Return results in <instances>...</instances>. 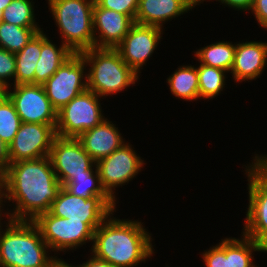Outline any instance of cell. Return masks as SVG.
<instances>
[{
	"mask_svg": "<svg viewBox=\"0 0 267 267\" xmlns=\"http://www.w3.org/2000/svg\"><path fill=\"white\" fill-rule=\"evenodd\" d=\"M50 157L22 160L8 165L4 174V203L12 201V211L3 212L11 220L33 221L48 212L62 188Z\"/></svg>",
	"mask_w": 267,
	"mask_h": 267,
	"instance_id": "cell-1",
	"label": "cell"
},
{
	"mask_svg": "<svg viewBox=\"0 0 267 267\" xmlns=\"http://www.w3.org/2000/svg\"><path fill=\"white\" fill-rule=\"evenodd\" d=\"M112 212L94 230L90 254L114 267H136L151 258L152 236L138 220L119 219Z\"/></svg>",
	"mask_w": 267,
	"mask_h": 267,
	"instance_id": "cell-2",
	"label": "cell"
},
{
	"mask_svg": "<svg viewBox=\"0 0 267 267\" xmlns=\"http://www.w3.org/2000/svg\"><path fill=\"white\" fill-rule=\"evenodd\" d=\"M6 221L5 226L0 223V267H52L60 259L49 256L51 250L33 221Z\"/></svg>",
	"mask_w": 267,
	"mask_h": 267,
	"instance_id": "cell-3",
	"label": "cell"
},
{
	"mask_svg": "<svg viewBox=\"0 0 267 267\" xmlns=\"http://www.w3.org/2000/svg\"><path fill=\"white\" fill-rule=\"evenodd\" d=\"M88 66L87 89L100 97L120 93L134 85L139 76L123 61L115 48H95L80 52Z\"/></svg>",
	"mask_w": 267,
	"mask_h": 267,
	"instance_id": "cell-4",
	"label": "cell"
},
{
	"mask_svg": "<svg viewBox=\"0 0 267 267\" xmlns=\"http://www.w3.org/2000/svg\"><path fill=\"white\" fill-rule=\"evenodd\" d=\"M47 2L64 45L73 53L94 47L95 0H47Z\"/></svg>",
	"mask_w": 267,
	"mask_h": 267,
	"instance_id": "cell-5",
	"label": "cell"
},
{
	"mask_svg": "<svg viewBox=\"0 0 267 267\" xmlns=\"http://www.w3.org/2000/svg\"><path fill=\"white\" fill-rule=\"evenodd\" d=\"M101 98L86 89L58 110L56 136L78 138L86 130L99 125L105 119L100 105Z\"/></svg>",
	"mask_w": 267,
	"mask_h": 267,
	"instance_id": "cell-6",
	"label": "cell"
},
{
	"mask_svg": "<svg viewBox=\"0 0 267 267\" xmlns=\"http://www.w3.org/2000/svg\"><path fill=\"white\" fill-rule=\"evenodd\" d=\"M117 203L111 197L75 196L62 187L49 212L54 216L83 221L94 231L112 212H116Z\"/></svg>",
	"mask_w": 267,
	"mask_h": 267,
	"instance_id": "cell-7",
	"label": "cell"
},
{
	"mask_svg": "<svg viewBox=\"0 0 267 267\" xmlns=\"http://www.w3.org/2000/svg\"><path fill=\"white\" fill-rule=\"evenodd\" d=\"M33 222L56 255L58 251L74 250L85 243L93 242L94 231L83 221L54 216L48 211L39 214Z\"/></svg>",
	"mask_w": 267,
	"mask_h": 267,
	"instance_id": "cell-8",
	"label": "cell"
},
{
	"mask_svg": "<svg viewBox=\"0 0 267 267\" xmlns=\"http://www.w3.org/2000/svg\"><path fill=\"white\" fill-rule=\"evenodd\" d=\"M144 164L146 163L130 143H123L119 149L96 162L102 188L116 201V188L136 178L135 176L142 170Z\"/></svg>",
	"mask_w": 267,
	"mask_h": 267,
	"instance_id": "cell-9",
	"label": "cell"
},
{
	"mask_svg": "<svg viewBox=\"0 0 267 267\" xmlns=\"http://www.w3.org/2000/svg\"><path fill=\"white\" fill-rule=\"evenodd\" d=\"M86 67L82 55L74 53L43 84L46 96L57 111L87 89Z\"/></svg>",
	"mask_w": 267,
	"mask_h": 267,
	"instance_id": "cell-10",
	"label": "cell"
},
{
	"mask_svg": "<svg viewBox=\"0 0 267 267\" xmlns=\"http://www.w3.org/2000/svg\"><path fill=\"white\" fill-rule=\"evenodd\" d=\"M13 102L23 123L49 124L54 129L57 124V110L46 96L43 85L18 84L4 90Z\"/></svg>",
	"mask_w": 267,
	"mask_h": 267,
	"instance_id": "cell-11",
	"label": "cell"
},
{
	"mask_svg": "<svg viewBox=\"0 0 267 267\" xmlns=\"http://www.w3.org/2000/svg\"><path fill=\"white\" fill-rule=\"evenodd\" d=\"M49 157L62 186L75 176L85 175V172H94L96 168V162L84 150L77 138L56 136L52 142Z\"/></svg>",
	"mask_w": 267,
	"mask_h": 267,
	"instance_id": "cell-12",
	"label": "cell"
},
{
	"mask_svg": "<svg viewBox=\"0 0 267 267\" xmlns=\"http://www.w3.org/2000/svg\"><path fill=\"white\" fill-rule=\"evenodd\" d=\"M245 169L249 203L241 234L258 242L267 233V174L253 161Z\"/></svg>",
	"mask_w": 267,
	"mask_h": 267,
	"instance_id": "cell-13",
	"label": "cell"
},
{
	"mask_svg": "<svg viewBox=\"0 0 267 267\" xmlns=\"http://www.w3.org/2000/svg\"><path fill=\"white\" fill-rule=\"evenodd\" d=\"M55 137V129L49 124L22 122L8 146L9 164L48 157Z\"/></svg>",
	"mask_w": 267,
	"mask_h": 267,
	"instance_id": "cell-14",
	"label": "cell"
},
{
	"mask_svg": "<svg viewBox=\"0 0 267 267\" xmlns=\"http://www.w3.org/2000/svg\"><path fill=\"white\" fill-rule=\"evenodd\" d=\"M164 30L150 25L134 23L123 41L115 48L123 61L138 75L154 53Z\"/></svg>",
	"mask_w": 267,
	"mask_h": 267,
	"instance_id": "cell-15",
	"label": "cell"
},
{
	"mask_svg": "<svg viewBox=\"0 0 267 267\" xmlns=\"http://www.w3.org/2000/svg\"><path fill=\"white\" fill-rule=\"evenodd\" d=\"M134 20L114 10L93 6V31L95 48H116L127 35Z\"/></svg>",
	"mask_w": 267,
	"mask_h": 267,
	"instance_id": "cell-16",
	"label": "cell"
},
{
	"mask_svg": "<svg viewBox=\"0 0 267 267\" xmlns=\"http://www.w3.org/2000/svg\"><path fill=\"white\" fill-rule=\"evenodd\" d=\"M267 43L261 41L237 42L234 63L230 73L236 82L255 80L267 67Z\"/></svg>",
	"mask_w": 267,
	"mask_h": 267,
	"instance_id": "cell-17",
	"label": "cell"
},
{
	"mask_svg": "<svg viewBox=\"0 0 267 267\" xmlns=\"http://www.w3.org/2000/svg\"><path fill=\"white\" fill-rule=\"evenodd\" d=\"M77 139L95 162L109 156L125 143L116 124L107 118L96 127L83 132Z\"/></svg>",
	"mask_w": 267,
	"mask_h": 267,
	"instance_id": "cell-18",
	"label": "cell"
},
{
	"mask_svg": "<svg viewBox=\"0 0 267 267\" xmlns=\"http://www.w3.org/2000/svg\"><path fill=\"white\" fill-rule=\"evenodd\" d=\"M194 7L193 0H139L134 22L163 29L166 21H171Z\"/></svg>",
	"mask_w": 267,
	"mask_h": 267,
	"instance_id": "cell-19",
	"label": "cell"
},
{
	"mask_svg": "<svg viewBox=\"0 0 267 267\" xmlns=\"http://www.w3.org/2000/svg\"><path fill=\"white\" fill-rule=\"evenodd\" d=\"M73 54L63 43L58 48L42 30V49L35 70V84L43 85Z\"/></svg>",
	"mask_w": 267,
	"mask_h": 267,
	"instance_id": "cell-20",
	"label": "cell"
},
{
	"mask_svg": "<svg viewBox=\"0 0 267 267\" xmlns=\"http://www.w3.org/2000/svg\"><path fill=\"white\" fill-rule=\"evenodd\" d=\"M42 31L19 52L15 53L16 72L15 85L35 84V70L41 56Z\"/></svg>",
	"mask_w": 267,
	"mask_h": 267,
	"instance_id": "cell-21",
	"label": "cell"
},
{
	"mask_svg": "<svg viewBox=\"0 0 267 267\" xmlns=\"http://www.w3.org/2000/svg\"><path fill=\"white\" fill-rule=\"evenodd\" d=\"M170 93L175 98L184 101H197L199 99V80L197 68L193 65L179 66L176 71L167 78Z\"/></svg>",
	"mask_w": 267,
	"mask_h": 267,
	"instance_id": "cell-22",
	"label": "cell"
},
{
	"mask_svg": "<svg viewBox=\"0 0 267 267\" xmlns=\"http://www.w3.org/2000/svg\"><path fill=\"white\" fill-rule=\"evenodd\" d=\"M235 50V43L219 41L197 49L194 51V56L198 58L200 64L220 68L229 73L234 63Z\"/></svg>",
	"mask_w": 267,
	"mask_h": 267,
	"instance_id": "cell-23",
	"label": "cell"
},
{
	"mask_svg": "<svg viewBox=\"0 0 267 267\" xmlns=\"http://www.w3.org/2000/svg\"><path fill=\"white\" fill-rule=\"evenodd\" d=\"M43 28L19 27L14 24L0 22V48L16 53L21 51L33 37Z\"/></svg>",
	"mask_w": 267,
	"mask_h": 267,
	"instance_id": "cell-24",
	"label": "cell"
},
{
	"mask_svg": "<svg viewBox=\"0 0 267 267\" xmlns=\"http://www.w3.org/2000/svg\"><path fill=\"white\" fill-rule=\"evenodd\" d=\"M199 80V99H213L218 96L226 85L227 71L200 64L197 67Z\"/></svg>",
	"mask_w": 267,
	"mask_h": 267,
	"instance_id": "cell-25",
	"label": "cell"
},
{
	"mask_svg": "<svg viewBox=\"0 0 267 267\" xmlns=\"http://www.w3.org/2000/svg\"><path fill=\"white\" fill-rule=\"evenodd\" d=\"M242 237L240 239L229 237V265L230 267H256L253 262V252H260L258 242L243 234Z\"/></svg>",
	"mask_w": 267,
	"mask_h": 267,
	"instance_id": "cell-26",
	"label": "cell"
},
{
	"mask_svg": "<svg viewBox=\"0 0 267 267\" xmlns=\"http://www.w3.org/2000/svg\"><path fill=\"white\" fill-rule=\"evenodd\" d=\"M63 187L72 195L83 198L110 197L101 186L97 168L94 172H85V175L75 176Z\"/></svg>",
	"mask_w": 267,
	"mask_h": 267,
	"instance_id": "cell-27",
	"label": "cell"
},
{
	"mask_svg": "<svg viewBox=\"0 0 267 267\" xmlns=\"http://www.w3.org/2000/svg\"><path fill=\"white\" fill-rule=\"evenodd\" d=\"M33 0H13L2 13V21L19 27H39Z\"/></svg>",
	"mask_w": 267,
	"mask_h": 267,
	"instance_id": "cell-28",
	"label": "cell"
},
{
	"mask_svg": "<svg viewBox=\"0 0 267 267\" xmlns=\"http://www.w3.org/2000/svg\"><path fill=\"white\" fill-rule=\"evenodd\" d=\"M21 123L13 102L3 93L0 96V139L8 146L12 143Z\"/></svg>",
	"mask_w": 267,
	"mask_h": 267,
	"instance_id": "cell-29",
	"label": "cell"
},
{
	"mask_svg": "<svg viewBox=\"0 0 267 267\" xmlns=\"http://www.w3.org/2000/svg\"><path fill=\"white\" fill-rule=\"evenodd\" d=\"M205 267H230L229 265V238L221 239V241L204 250L202 253Z\"/></svg>",
	"mask_w": 267,
	"mask_h": 267,
	"instance_id": "cell-30",
	"label": "cell"
},
{
	"mask_svg": "<svg viewBox=\"0 0 267 267\" xmlns=\"http://www.w3.org/2000/svg\"><path fill=\"white\" fill-rule=\"evenodd\" d=\"M16 60L15 53L0 48V87L6 88L15 85ZM10 80L14 81L10 84Z\"/></svg>",
	"mask_w": 267,
	"mask_h": 267,
	"instance_id": "cell-31",
	"label": "cell"
},
{
	"mask_svg": "<svg viewBox=\"0 0 267 267\" xmlns=\"http://www.w3.org/2000/svg\"><path fill=\"white\" fill-rule=\"evenodd\" d=\"M95 2L101 8L129 15L135 21L139 0H95Z\"/></svg>",
	"mask_w": 267,
	"mask_h": 267,
	"instance_id": "cell-32",
	"label": "cell"
},
{
	"mask_svg": "<svg viewBox=\"0 0 267 267\" xmlns=\"http://www.w3.org/2000/svg\"><path fill=\"white\" fill-rule=\"evenodd\" d=\"M251 11L259 27L267 30V0H254Z\"/></svg>",
	"mask_w": 267,
	"mask_h": 267,
	"instance_id": "cell-33",
	"label": "cell"
},
{
	"mask_svg": "<svg viewBox=\"0 0 267 267\" xmlns=\"http://www.w3.org/2000/svg\"><path fill=\"white\" fill-rule=\"evenodd\" d=\"M225 6L231 7L237 11H250L254 0H217Z\"/></svg>",
	"mask_w": 267,
	"mask_h": 267,
	"instance_id": "cell-34",
	"label": "cell"
},
{
	"mask_svg": "<svg viewBox=\"0 0 267 267\" xmlns=\"http://www.w3.org/2000/svg\"><path fill=\"white\" fill-rule=\"evenodd\" d=\"M9 165L8 145L0 139V173L5 174Z\"/></svg>",
	"mask_w": 267,
	"mask_h": 267,
	"instance_id": "cell-35",
	"label": "cell"
},
{
	"mask_svg": "<svg viewBox=\"0 0 267 267\" xmlns=\"http://www.w3.org/2000/svg\"><path fill=\"white\" fill-rule=\"evenodd\" d=\"M77 267H114L110 265L107 261L96 258L91 255L88 260L84 261L82 264L77 265Z\"/></svg>",
	"mask_w": 267,
	"mask_h": 267,
	"instance_id": "cell-36",
	"label": "cell"
},
{
	"mask_svg": "<svg viewBox=\"0 0 267 267\" xmlns=\"http://www.w3.org/2000/svg\"><path fill=\"white\" fill-rule=\"evenodd\" d=\"M252 161L264 172L267 174V154L260 156L256 154L253 156Z\"/></svg>",
	"mask_w": 267,
	"mask_h": 267,
	"instance_id": "cell-37",
	"label": "cell"
},
{
	"mask_svg": "<svg viewBox=\"0 0 267 267\" xmlns=\"http://www.w3.org/2000/svg\"><path fill=\"white\" fill-rule=\"evenodd\" d=\"M260 252H267V233L258 241Z\"/></svg>",
	"mask_w": 267,
	"mask_h": 267,
	"instance_id": "cell-38",
	"label": "cell"
},
{
	"mask_svg": "<svg viewBox=\"0 0 267 267\" xmlns=\"http://www.w3.org/2000/svg\"><path fill=\"white\" fill-rule=\"evenodd\" d=\"M4 175L0 173V206L4 205Z\"/></svg>",
	"mask_w": 267,
	"mask_h": 267,
	"instance_id": "cell-39",
	"label": "cell"
},
{
	"mask_svg": "<svg viewBox=\"0 0 267 267\" xmlns=\"http://www.w3.org/2000/svg\"><path fill=\"white\" fill-rule=\"evenodd\" d=\"M52 267H77V266H72V264H68V262L64 261L62 258L59 259Z\"/></svg>",
	"mask_w": 267,
	"mask_h": 267,
	"instance_id": "cell-40",
	"label": "cell"
},
{
	"mask_svg": "<svg viewBox=\"0 0 267 267\" xmlns=\"http://www.w3.org/2000/svg\"><path fill=\"white\" fill-rule=\"evenodd\" d=\"M13 0H0V7L2 11L12 2Z\"/></svg>",
	"mask_w": 267,
	"mask_h": 267,
	"instance_id": "cell-41",
	"label": "cell"
},
{
	"mask_svg": "<svg viewBox=\"0 0 267 267\" xmlns=\"http://www.w3.org/2000/svg\"><path fill=\"white\" fill-rule=\"evenodd\" d=\"M206 2V0H193L194 6L200 5V3L203 4V2ZM210 0H208L207 2H209ZM212 1V0H211ZM217 1V0H215Z\"/></svg>",
	"mask_w": 267,
	"mask_h": 267,
	"instance_id": "cell-42",
	"label": "cell"
},
{
	"mask_svg": "<svg viewBox=\"0 0 267 267\" xmlns=\"http://www.w3.org/2000/svg\"><path fill=\"white\" fill-rule=\"evenodd\" d=\"M2 208H4V207L3 206H0V223H1L2 220H4V218H2V216L5 217V215H3V213H2L5 210L2 209Z\"/></svg>",
	"mask_w": 267,
	"mask_h": 267,
	"instance_id": "cell-43",
	"label": "cell"
},
{
	"mask_svg": "<svg viewBox=\"0 0 267 267\" xmlns=\"http://www.w3.org/2000/svg\"><path fill=\"white\" fill-rule=\"evenodd\" d=\"M2 13H3L2 7H0V22L2 21Z\"/></svg>",
	"mask_w": 267,
	"mask_h": 267,
	"instance_id": "cell-44",
	"label": "cell"
},
{
	"mask_svg": "<svg viewBox=\"0 0 267 267\" xmlns=\"http://www.w3.org/2000/svg\"><path fill=\"white\" fill-rule=\"evenodd\" d=\"M4 93V90L0 87V96Z\"/></svg>",
	"mask_w": 267,
	"mask_h": 267,
	"instance_id": "cell-45",
	"label": "cell"
}]
</instances>
